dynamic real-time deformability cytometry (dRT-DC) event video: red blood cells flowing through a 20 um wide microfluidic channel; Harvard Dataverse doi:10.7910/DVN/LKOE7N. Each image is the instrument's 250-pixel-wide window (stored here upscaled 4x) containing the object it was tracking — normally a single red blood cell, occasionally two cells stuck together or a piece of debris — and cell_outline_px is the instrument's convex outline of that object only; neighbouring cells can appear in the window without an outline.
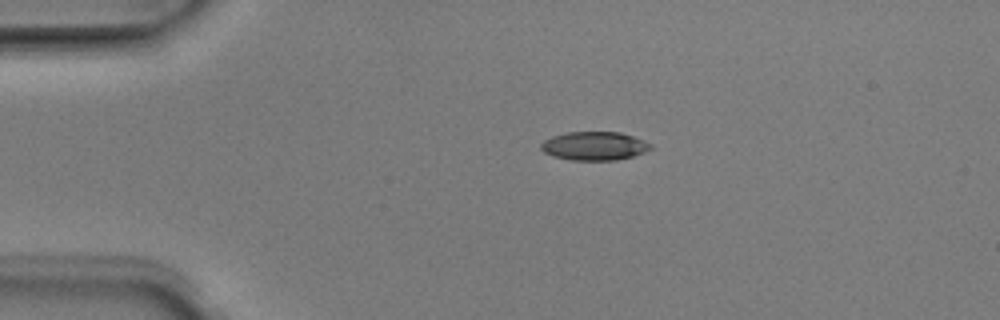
{"species": "Egyptian fruit bat (a non-hibernating species)", "species_latin": "Rousettus aegyptiacus", "temperature_condition": "room temperature", "stored_images_in_passage": 3, "camera_frame_rate_fps": 3000, "um_per_image_px": 0.085, "animal": {"sex": "male"}, "frame": {"image": 1, "passage_image": 2, "time_ms": 0.333, "image_size_px": [1000, 320], "cell_outline_px": [[652, 148], [644, 152], [632, 156], [616, 160], [572, 160], [552, 156], [544, 152], [540, 148], [540, 144], [544, 140], [552, 136], [568, 132], [620, 132], [644, 140], [652, 144]], "centroid_in_image_um": [50.51, 12.4], "position_along_channel_um": 34.5, "area_um2": 18.26}}